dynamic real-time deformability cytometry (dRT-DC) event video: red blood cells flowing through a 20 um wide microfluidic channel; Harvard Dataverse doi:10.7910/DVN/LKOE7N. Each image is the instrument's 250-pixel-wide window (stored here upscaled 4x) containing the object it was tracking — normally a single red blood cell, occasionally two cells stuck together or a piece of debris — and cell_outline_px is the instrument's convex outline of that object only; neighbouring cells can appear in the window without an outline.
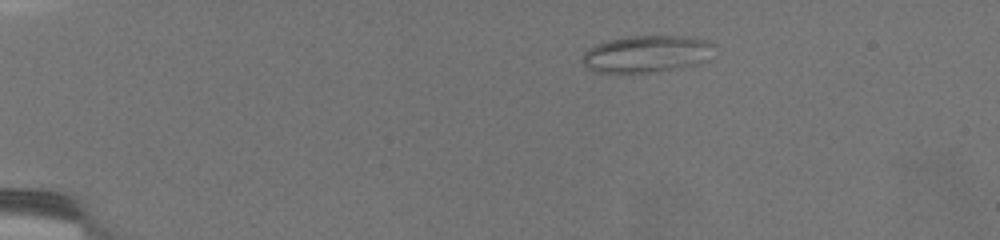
{"species": "common noctule bat (a hibernating species)", "species_latin": "Nyctalus noctula", "temperature_condition": "warm", "stored_images_in_passage": 6, "camera_frame_rate_fps": 3000, "um_per_image_px": 0.085, "animal": {"sex": "female", "body_mass_g": 19.5, "forearm_length_mm": 54.1}, "frame": {"image": 1, "passage_image": 1, "time_ms": 0.0, "image_size_px": [1000, 240], "cell_outline_px": [[716, 44], [708, 60], [700, 64], [648, 72], [592, 72], [584, 64], [584, 52], [588, 48], [596, 44], [608, 40], [628, 36], [688, 36], [708, 40]], "centroid_in_image_um": [55.01, 4.57], "position_along_channel_um": 30.0, "area_um2": 28.44}}